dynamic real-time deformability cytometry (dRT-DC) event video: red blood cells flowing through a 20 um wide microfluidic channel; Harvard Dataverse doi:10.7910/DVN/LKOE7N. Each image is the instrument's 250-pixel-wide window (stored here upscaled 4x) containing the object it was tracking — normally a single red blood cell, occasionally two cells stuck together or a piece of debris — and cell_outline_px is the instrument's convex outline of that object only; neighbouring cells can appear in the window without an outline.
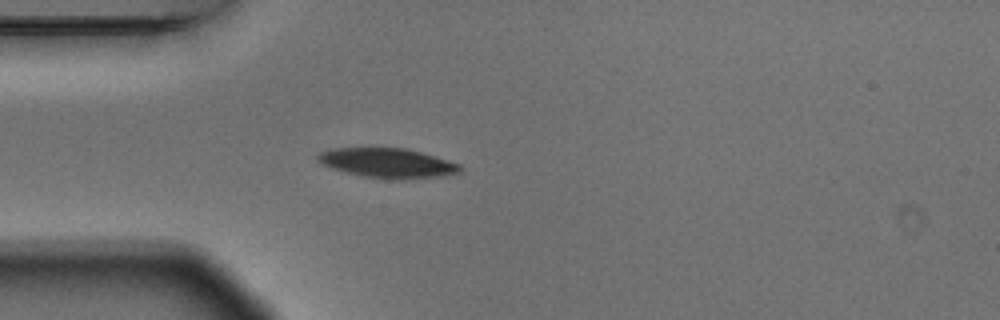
{"species": "Egyptian fruit bat (a non-hibernating species)", "species_latin": "Rousettus aegyptiacus", "temperature_condition": "warm", "stored_images_in_passage": 1, "camera_frame_rate_fps": 3000, "um_per_image_px": 0.085, "animal": {"sex": "male"}, "frame": {"image": 1, "passage_image": 1, "time_ms": 0.0, "image_size_px": [1000, 320], "cell_outline_px": [[460, 172], [440, 176], [408, 180], [396, 180], [364, 176], [332, 168], [316, 160], [316, 156], [320, 152], [332, 148], [404, 148], [420, 152], [460, 164]], "centroid_in_image_um": [32.93, 13.86], "position_along_channel_um": 52.1, "area_um2": 24.33}}